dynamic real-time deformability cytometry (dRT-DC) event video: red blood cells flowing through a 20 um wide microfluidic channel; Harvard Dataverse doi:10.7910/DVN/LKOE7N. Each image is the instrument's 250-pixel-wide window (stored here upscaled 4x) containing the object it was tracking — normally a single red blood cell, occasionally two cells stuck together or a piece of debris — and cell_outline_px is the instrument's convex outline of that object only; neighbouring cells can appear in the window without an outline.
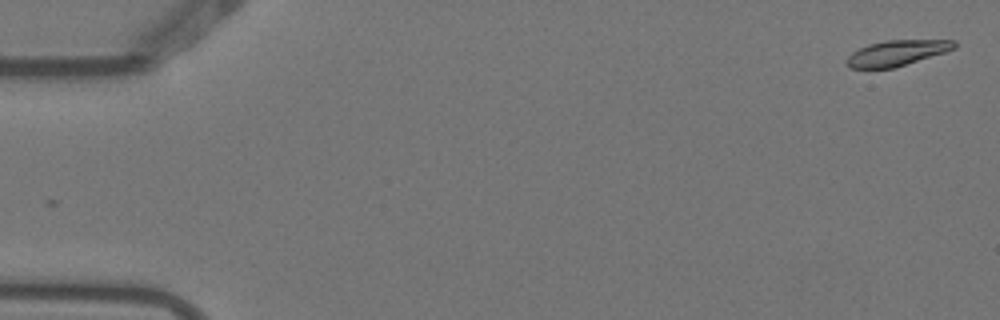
{"species": "Egyptian fruit bat (a non-hibernating species)", "species_latin": "Rousettus aegyptiacus", "temperature_condition": "warm", "stored_images_in_passage": 2, "camera_frame_rate_fps": 3000, "um_per_image_px": 0.085, "animal": {"sex": "female"}, "frame": {"image": 1, "passage_image": 2, "time_ms": 0.333, "image_size_px": [1000, 320], "cell_outline_px": [[956, 48], [944, 52], [892, 68], [848, 68], [844, 64], [844, 60], [852, 52], [868, 44], [884, 40], [956, 40]], "centroid_in_image_um": [76.17, 4.5], "position_along_channel_um": 8.8, "area_um2": 15.95}}